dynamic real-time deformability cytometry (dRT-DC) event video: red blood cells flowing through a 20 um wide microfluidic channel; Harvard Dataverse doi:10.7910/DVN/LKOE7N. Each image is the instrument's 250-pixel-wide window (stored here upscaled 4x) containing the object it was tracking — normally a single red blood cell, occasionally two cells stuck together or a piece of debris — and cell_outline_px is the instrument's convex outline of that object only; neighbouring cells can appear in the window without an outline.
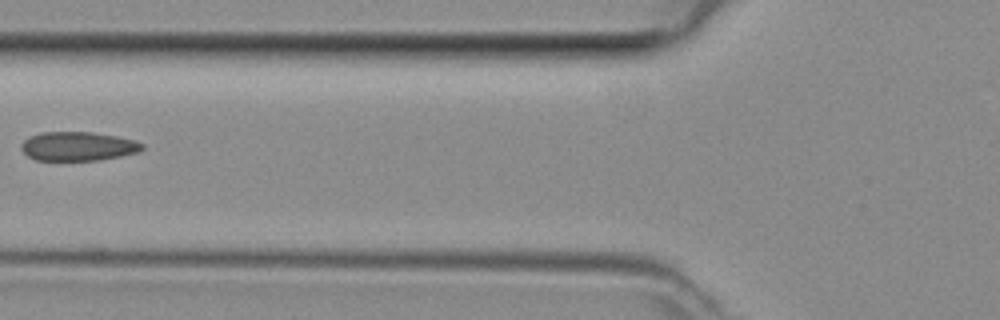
{"species": "common noctule bat (a hibernating species)", "species_latin": "Nyctalus noctula", "temperature_condition": "room temperature", "stored_images_in_passage": 5, "camera_frame_rate_fps": 3000, "um_per_image_px": 0.085, "animal": {"sex": "female", "body_mass_g": 29.2, "forearm_length_mm": 56.3}, "frame": {"image": 1, "passage_image": 5, "time_ms": 1.333, "image_size_px": [1000, 320], "cell_outline_px": [[144, 148], [140, 152], [100, 160], [36, 160], [28, 156], [20, 148], [20, 144], [24, 140], [40, 132], [92, 132], [116, 136], [136, 140], [144, 144]], "centroid_in_image_um": [6.66, 12.43], "position_along_channel_um": 119.1, "area_um2": 20.52}}